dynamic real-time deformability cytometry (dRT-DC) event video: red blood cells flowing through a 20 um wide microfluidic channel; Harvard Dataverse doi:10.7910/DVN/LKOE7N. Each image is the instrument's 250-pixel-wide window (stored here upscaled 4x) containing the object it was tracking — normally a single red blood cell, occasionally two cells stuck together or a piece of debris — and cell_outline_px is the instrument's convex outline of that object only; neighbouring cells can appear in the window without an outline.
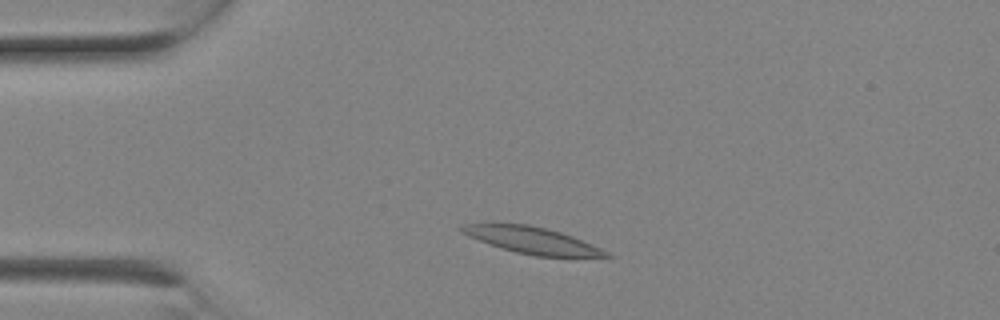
{"species": "Egyptian fruit bat (a non-hibernating species)", "species_latin": "Rousettus aegyptiacus", "temperature_condition": "room temperature", "stored_images_in_passage": 4, "camera_frame_rate_fps": 3000, "um_per_image_px": 0.085, "animal": {"sex": "female"}, "frame": {"image": 1, "passage_image": 1, "time_ms": 0.0, "image_size_px": [1000, 320], "cell_outline_px": [[612, 256], [536, 256], [516, 252], [468, 236], [460, 232], [456, 228], [464, 224], [528, 224], [560, 232], [572, 236], [592, 244], [608, 252]], "centroid_in_image_um": [45.19, 20.41], "position_along_channel_um": 39.8, "area_um2": 21.73}}
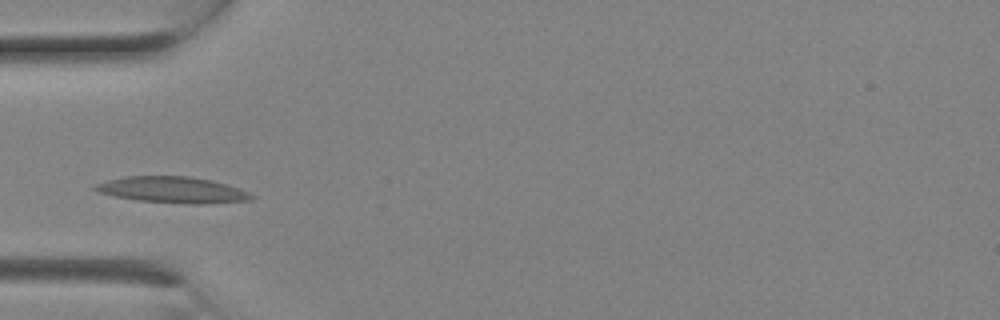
{"frame": {"image": 2, "passage_image": 3, "time_ms": 0.667, "image_size_px": [1000, 320], "cell_outline_px": [[256, 196], [252, 200], [208, 204], [192, 204], [140, 200], [116, 196], [100, 192], [92, 188], [92, 184], [124, 176], [192, 176], [212, 180], [240, 188]], "centroid_in_image_um": [14.71, 16.13], "position_along_channel_um": 70.3, "area_um2": 23.93}}